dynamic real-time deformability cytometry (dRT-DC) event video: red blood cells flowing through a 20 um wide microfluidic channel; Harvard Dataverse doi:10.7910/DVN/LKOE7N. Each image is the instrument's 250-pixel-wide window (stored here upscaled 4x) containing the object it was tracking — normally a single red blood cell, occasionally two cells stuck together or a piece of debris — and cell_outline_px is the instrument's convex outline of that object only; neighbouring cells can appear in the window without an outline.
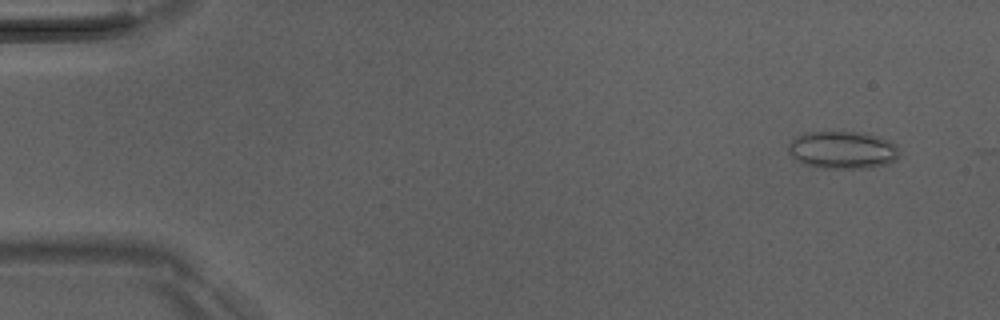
{"species": "Egyptian fruit bat (a non-hibernating species)", "species_latin": "Rousettus aegyptiacus", "temperature_condition": "room temperature", "stored_images_in_passage": 14, "camera_frame_rate_fps": 3000, "um_per_image_px": 0.085, "animal": {"sex": "male"}, "frame": {"image": 1, "passage_image": 4, "time_ms": 1.0, "image_size_px": [1000, 320], "cell_outline_px": [[900, 152], [896, 160], [888, 164], [868, 168], [816, 168], [804, 164], [796, 160], [788, 152], [788, 144], [796, 136], [808, 132], [868, 132], [888, 140], [896, 144]], "centroid_in_image_um": [71.63, 12.75], "position_along_channel_um": 13.4, "area_um2": 24.68}}